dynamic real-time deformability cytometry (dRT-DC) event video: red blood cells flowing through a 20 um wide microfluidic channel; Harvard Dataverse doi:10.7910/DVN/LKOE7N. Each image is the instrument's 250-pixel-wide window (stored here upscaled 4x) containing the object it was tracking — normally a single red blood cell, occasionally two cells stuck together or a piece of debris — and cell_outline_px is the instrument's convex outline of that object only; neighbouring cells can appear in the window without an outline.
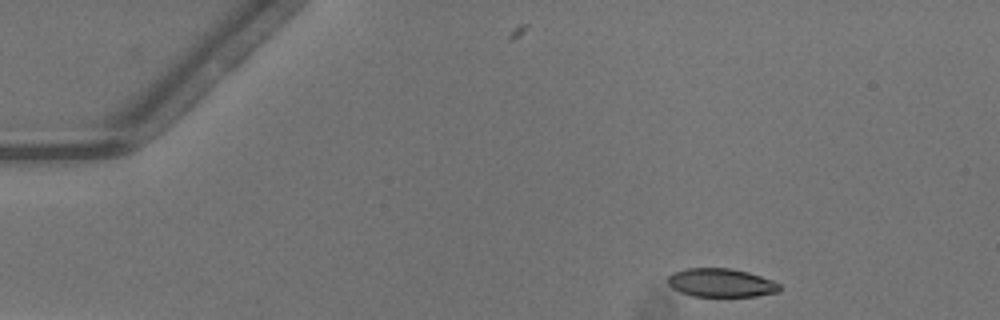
{"species": "common noctule bat (a hibernating species)", "species_latin": "Nyctalus noctula", "temperature_condition": "warm", "stored_images_in_passage": 33, "camera_frame_rate_fps": 3000, "um_per_image_px": 0.085, "animal": {"sex": "male", "body_mass_g": 13.3}, "frame": {"image": 1, "passage_image": 1, "time_ms": 0.0, "image_size_px": [1000, 320], "cell_outline_px": [[780, 292], [756, 296], [692, 296], [680, 292], [672, 288], [668, 284], [668, 276], [672, 272], [688, 268], [732, 268], [748, 272], [772, 280], [780, 284]], "centroid_in_image_um": [61.28, 24.03], "position_along_channel_um": 23.7, "area_um2": 18.67}}
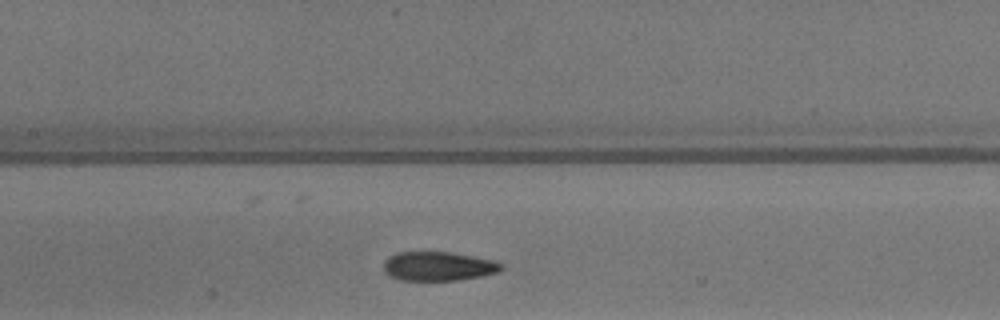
{"frame": {"image": 2, "passage_image": 18, "time_ms": 5.667, "image_size_px": [1000, 320], "cell_outline_px": [[504, 268], [496, 272], [480, 276], [456, 280], [400, 280], [388, 276], [384, 272], [384, 260], [388, 256], [396, 252], [452, 252], [492, 260], [500, 264]], "centroid_in_image_um": [37.18, 22.62], "position_along_channel_um": 170.2, "area_um2": 19.88}}
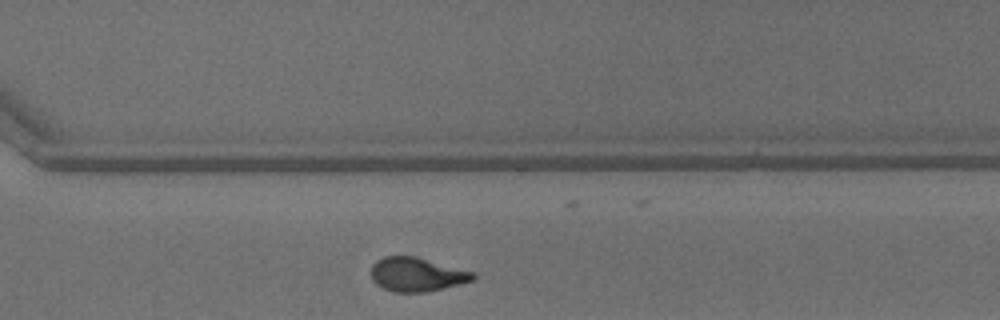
{"frame": {"image": 3, "passage_image": 30, "time_ms": 9.667, "image_size_px": [1000, 320], "cell_outline_px": [[476, 276], [472, 280], [460, 284], [424, 292], [396, 292], [384, 288], [376, 284], [372, 280], [372, 264], [376, 260], [384, 256], [416, 256], [472, 272]], "centroid_in_image_um": [35.39, 23.32], "position_along_channel_um": 335.2, "area_um2": 19.88}}